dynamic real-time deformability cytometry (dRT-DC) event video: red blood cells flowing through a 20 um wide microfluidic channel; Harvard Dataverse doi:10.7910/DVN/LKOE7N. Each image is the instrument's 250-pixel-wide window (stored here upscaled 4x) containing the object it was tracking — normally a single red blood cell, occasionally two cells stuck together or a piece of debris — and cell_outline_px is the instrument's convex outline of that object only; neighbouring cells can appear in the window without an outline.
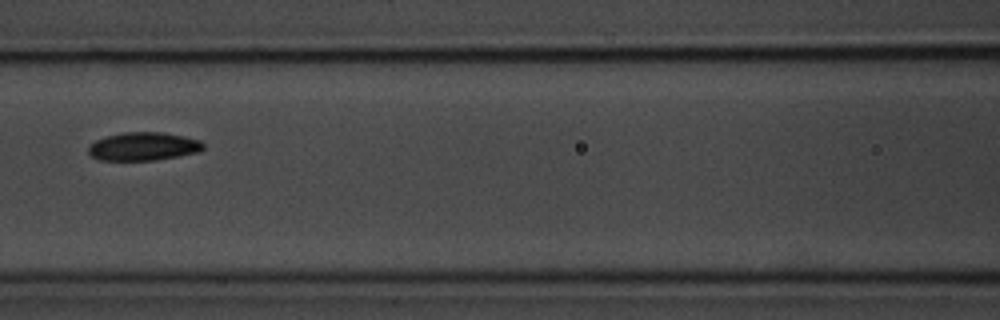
{"species": "common noctule bat (a hibernating species)", "species_latin": "Nyctalus noctula", "temperature_condition": "room temperature", "stored_images_in_passage": 8, "camera_frame_rate_fps": 3000, "um_per_image_px": 0.085, "animal": {"sex": "male", "body_mass_g": 20.1, "forearm_length_mm": 53.5}, "frame": {"image": 1, "passage_image": 5, "time_ms": 4.667, "image_size_px": [1000, 320], "cell_outline_px": [[204, 148], [200, 152], [152, 160], [100, 160], [92, 156], [88, 152], [88, 144], [104, 136], [124, 132], [164, 132], [184, 136], [200, 140], [204, 144]], "centroid_in_image_um": [12.17, 12.43], "position_along_channel_um": 154.4, "area_um2": 19.02}}
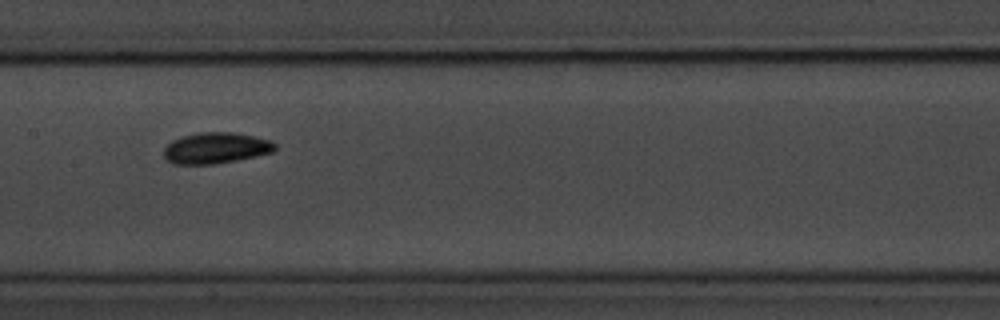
{"frame": {"image": 2, "passage_image": 6, "time_ms": 5.667, "image_size_px": [1000, 320], "cell_outline_px": [[276, 148], [272, 152], [256, 156], [216, 164], [176, 164], [168, 160], [164, 156], [164, 148], [172, 140], [180, 136], [200, 132], [232, 132], [272, 140], [276, 144]], "centroid_in_image_um": [18.35, 12.57], "position_along_channel_um": 189.1, "area_um2": 20.11}}